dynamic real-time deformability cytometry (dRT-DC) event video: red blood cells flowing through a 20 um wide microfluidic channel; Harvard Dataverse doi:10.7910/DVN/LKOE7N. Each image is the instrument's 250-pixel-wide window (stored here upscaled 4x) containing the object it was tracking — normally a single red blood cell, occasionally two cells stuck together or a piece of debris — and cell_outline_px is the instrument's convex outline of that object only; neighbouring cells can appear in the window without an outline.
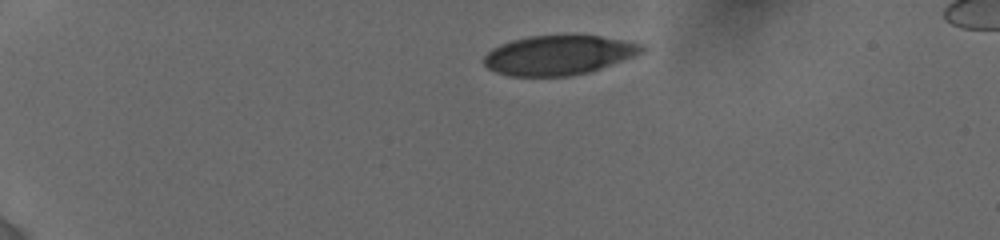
{"species": "human", "species_latin": "Homo sapiens", "temperature_condition": "cold", "stored_images_in_passage": 14, "camera_frame_rate_fps": 3000, "um_per_image_px": 0.085, "donor": {"sex": "female"}, "frame": {"image": 1, "passage_image": 1, "time_ms": 0.0, "image_size_px": [1000, 240], "cell_outline_px": [[648, 48], [644, 52], [636, 56], [588, 72], [568, 76], [508, 76], [496, 72], [488, 68], [484, 64], [484, 56], [492, 48], [500, 44], [512, 40], [528, 36], [600, 36], [644, 44]], "centroid_in_image_um": [47.5, 4.69], "position_along_channel_um": 37.5, "area_um2": 36.3}}